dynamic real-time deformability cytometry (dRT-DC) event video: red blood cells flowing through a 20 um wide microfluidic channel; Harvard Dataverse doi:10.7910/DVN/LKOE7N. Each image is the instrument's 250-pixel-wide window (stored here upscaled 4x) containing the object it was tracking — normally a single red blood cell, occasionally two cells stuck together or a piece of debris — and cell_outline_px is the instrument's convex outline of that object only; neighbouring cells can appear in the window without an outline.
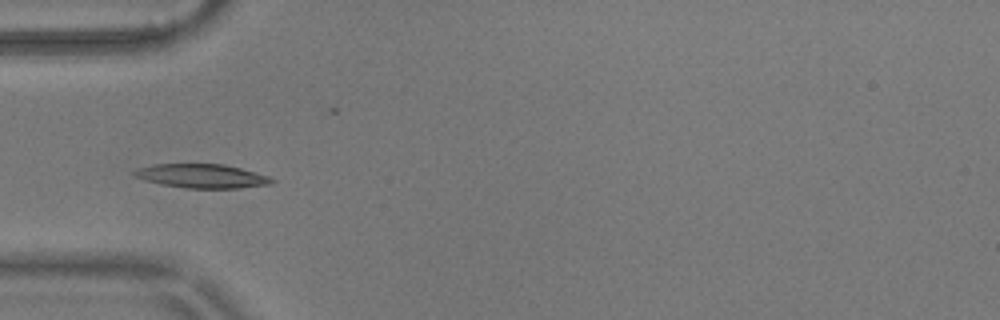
{"species": "common noctule bat (a hibernating species)", "species_latin": "Nyctalus noctula", "temperature_condition": "warm", "stored_images_in_passage": 47, "camera_frame_rate_fps": 3000, "um_per_image_px": 0.085, "animal": {"sex": "male", "body_mass_g": 17.9}, "frame": {"image": 1, "passage_image": 17, "time_ms": 5.333, "image_size_px": [1000, 320], "cell_outline_px": [[276, 180], [272, 184], [240, 188], [188, 188], [160, 184], [144, 180], [136, 176], [132, 172], [136, 168], [152, 164], [224, 164], [240, 168], [268, 176]], "centroid_in_image_um": [17.15, 14.96], "position_along_channel_um": 67.8, "area_um2": 19.19}}
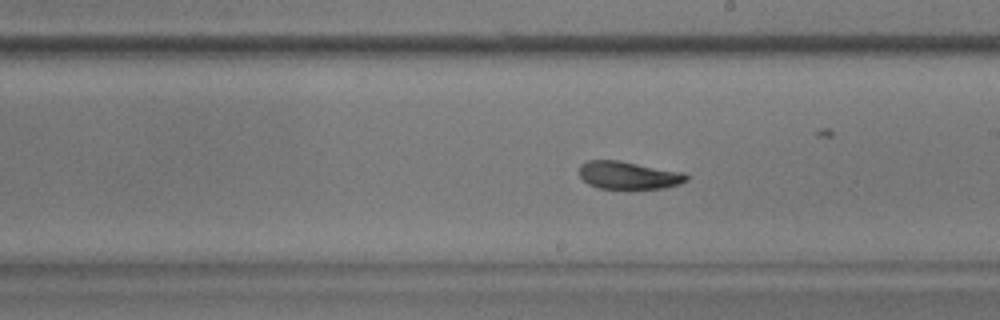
{"frame": {"image": 2, "passage_image": 31, "time_ms": 10.0, "image_size_px": [1000, 320], "cell_outline_px": [[688, 180], [680, 184], [664, 188], [600, 188], [588, 184], [580, 176], [580, 164], [588, 160], [620, 160], [684, 172], [688, 176]], "centroid_in_image_um": [53.44, 14.88], "position_along_channel_um": 235.6, "area_um2": 17.34}}
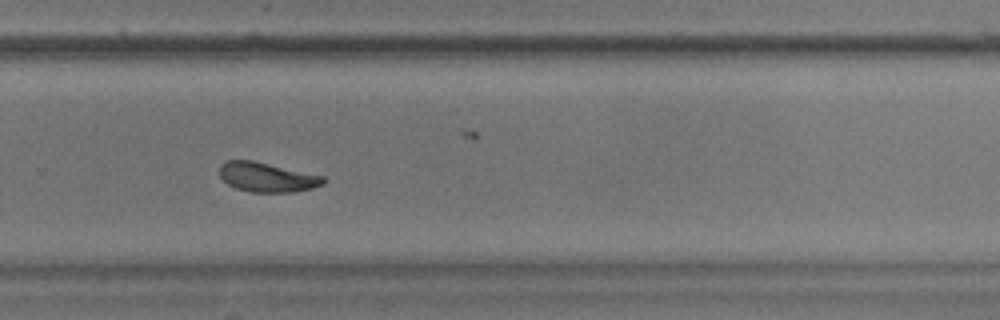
{"frame": {"image": 3, "passage_image": 37, "time_ms": 12.0, "image_size_px": [1000, 320], "cell_outline_px": [[328, 180], [324, 184], [312, 188], [292, 192], [248, 192], [236, 188], [228, 184], [220, 176], [220, 164], [228, 160], [252, 160], [324, 176]], "centroid_in_image_um": [22.71, 15.06], "position_along_channel_um": 307.1, "area_um2": 17.86}, "authors_computed_cell_mechanics": {"area_um2": 17.918, "velocity_mm_per_s": 3.5884, "shape_relaxation_time_tau1_ms": 3.0599, "shape_relaxation_time_tau2_ms": 4.233, "deformation_change_tau1": 0.1246, "deformation_change_tau2": 0.0986}}